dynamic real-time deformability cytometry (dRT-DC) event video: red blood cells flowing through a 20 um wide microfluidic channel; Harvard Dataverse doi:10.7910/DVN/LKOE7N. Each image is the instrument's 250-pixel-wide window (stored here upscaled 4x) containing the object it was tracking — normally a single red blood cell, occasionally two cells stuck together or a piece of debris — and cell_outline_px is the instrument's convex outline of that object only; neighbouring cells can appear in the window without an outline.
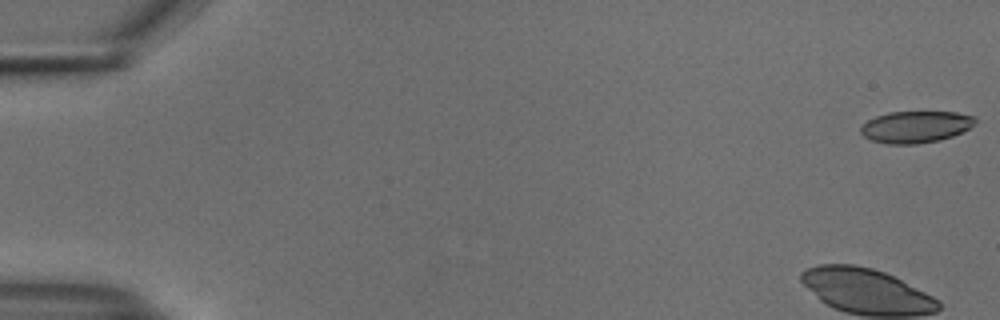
{"species": "common noctule bat (a hibernating species)", "species_latin": "Nyctalus noctula", "temperature_condition": "cold", "stored_images_in_passage": 53, "camera_frame_rate_fps": 3000, "um_per_image_px": 0.085, "animal": {"sex": "male", "body_mass_g": 18.8}, "frame": {"image": 1, "passage_image": 1, "time_ms": 0.0, "image_size_px": [1000, 320], "cell_outline_px": [[976, 124], [952, 136], [940, 140], [916, 144], [888, 144], [872, 140], [864, 136], [860, 132], [860, 124], [876, 116], [888, 112], [956, 112], [976, 116]], "centroid_in_image_um": [77.82, 10.78], "position_along_channel_um": 7.2, "area_um2": 21.27}}